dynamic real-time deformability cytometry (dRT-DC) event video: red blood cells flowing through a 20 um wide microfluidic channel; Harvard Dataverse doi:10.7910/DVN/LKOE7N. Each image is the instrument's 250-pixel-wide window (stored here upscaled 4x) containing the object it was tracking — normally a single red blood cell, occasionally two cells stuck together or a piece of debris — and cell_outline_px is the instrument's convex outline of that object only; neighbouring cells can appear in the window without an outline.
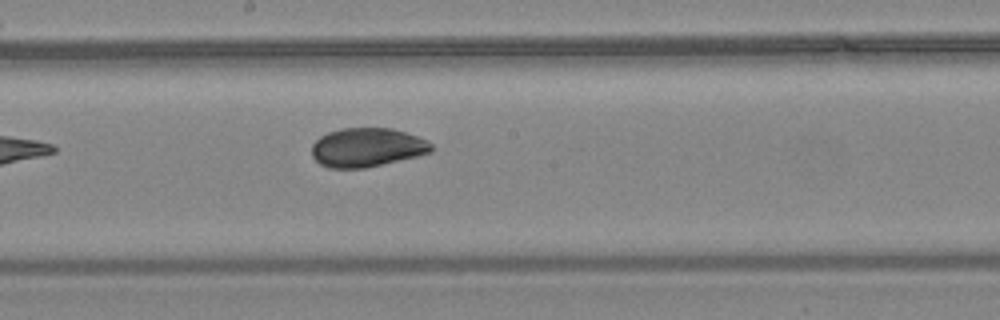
{"species": "common noctule bat (a hibernating species)", "species_latin": "Nyctalus noctula", "temperature_condition": "warm", "stored_images_in_passage": 7, "camera_frame_rate_fps": 3000, "um_per_image_px": 0.085, "animal": {"sex": "female", "body_mass_g": 24.6, "forearm_length_mm": 56.2}, "frame": {"image": 1, "passage_image": 7, "time_ms": 2.0, "image_size_px": [1000, 320], "cell_outline_px": [[432, 152], [420, 156], [364, 168], [328, 168], [320, 164], [312, 156], [312, 144], [320, 136], [328, 132], [340, 128], [392, 128], [428, 140], [432, 144]], "centroid_in_image_um": [31.2, 12.53], "position_along_channel_um": 217.0, "area_um2": 27.28}}